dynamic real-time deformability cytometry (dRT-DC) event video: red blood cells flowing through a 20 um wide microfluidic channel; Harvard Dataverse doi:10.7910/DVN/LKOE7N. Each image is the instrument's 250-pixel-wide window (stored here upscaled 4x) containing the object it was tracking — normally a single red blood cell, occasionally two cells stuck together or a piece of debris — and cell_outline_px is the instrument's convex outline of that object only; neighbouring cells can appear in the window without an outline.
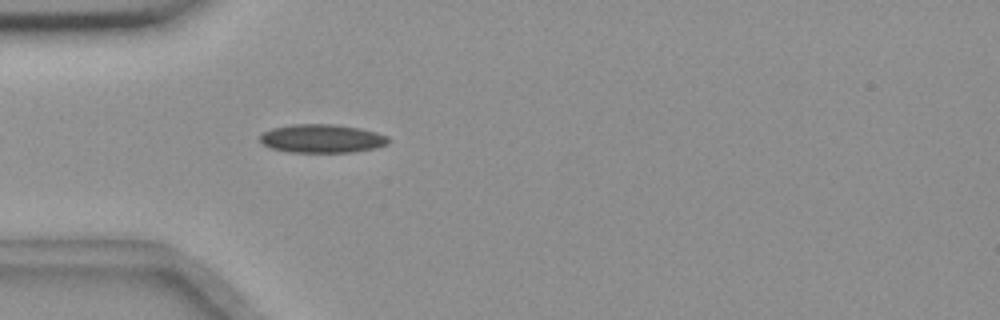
{"species": "common noctule bat (a hibernating species)", "species_latin": "Nyctalus noctula", "temperature_condition": "room temperature", "stored_images_in_passage": 5, "camera_frame_rate_fps": 3000, "um_per_image_px": 0.085, "animal": {"sex": "female", "body_mass_g": 18.4}, "frame": {"image": 1, "passage_image": 5, "time_ms": 5.0, "image_size_px": [1000, 320], "cell_outline_px": [[388, 144], [376, 148], [352, 152], [292, 152], [272, 148], [264, 144], [260, 140], [260, 136], [264, 132], [272, 128], [292, 124], [332, 124], [360, 128], [376, 132], [388, 136]], "centroid_in_image_um": [27.39, 11.77], "position_along_channel_um": 57.6, "area_um2": 21.21}}